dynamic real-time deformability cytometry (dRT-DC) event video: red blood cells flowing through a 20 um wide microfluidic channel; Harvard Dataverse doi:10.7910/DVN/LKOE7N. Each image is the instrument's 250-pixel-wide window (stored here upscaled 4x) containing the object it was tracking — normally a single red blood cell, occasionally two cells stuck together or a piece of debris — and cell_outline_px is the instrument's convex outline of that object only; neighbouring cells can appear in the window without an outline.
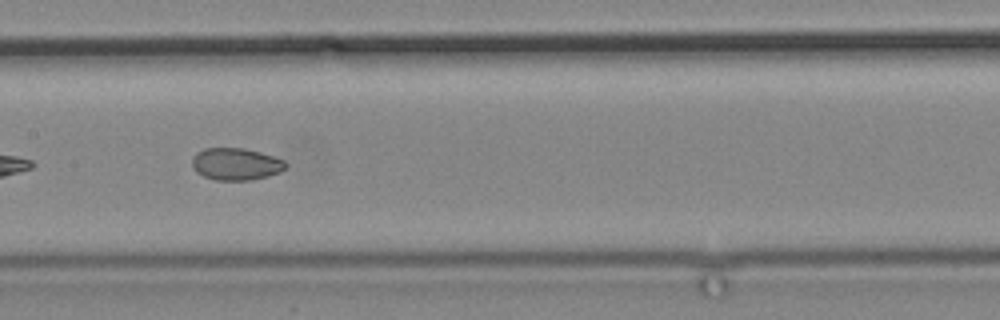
{"species": "common noctule bat (a hibernating species)", "species_latin": "Nyctalus noctula", "temperature_condition": "cold", "stored_images_in_passage": 16, "camera_frame_rate_fps": 3000, "um_per_image_px": 0.085, "animal": {"sex": "male", "body_mass_g": 19.2, "forearm_length_mm": 51.8}, "frame": {"image": 1, "passage_image": 12, "time_ms": 14.333, "image_size_px": [1000, 320], "cell_outline_px": [[288, 164], [280, 172], [268, 176], [252, 180], [216, 180], [204, 176], [196, 172], [192, 168], [192, 156], [196, 152], [204, 148], [244, 148], [260, 152], [284, 160]], "centroid_in_image_um": [20.03, 13.94], "position_along_channel_um": 187.4, "area_um2": 17.63}}
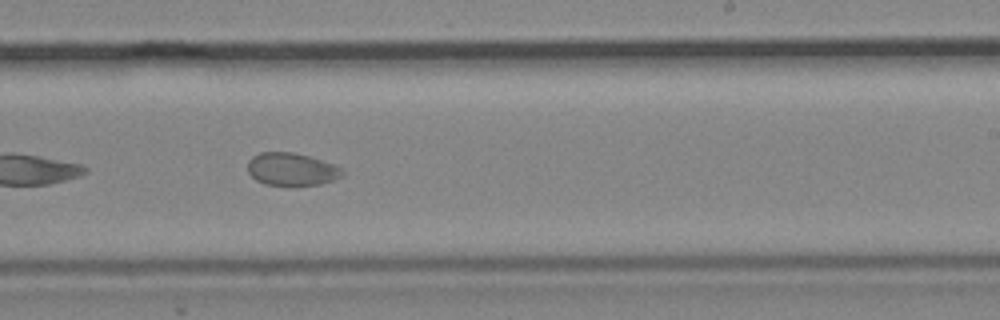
{"frame": {"image": 2, "passage_image": 14, "time_ms": 16.667, "image_size_px": [1000, 320], "cell_outline_px": [[344, 176], [320, 184], [292, 188], [264, 184], [256, 180], [248, 172], [248, 160], [252, 156], [260, 152], [292, 152], [308, 156], [332, 164], [340, 168], [344, 172]], "centroid_in_image_um": [24.76, 14.43], "position_along_channel_um": 264.2, "area_um2": 18.5}}